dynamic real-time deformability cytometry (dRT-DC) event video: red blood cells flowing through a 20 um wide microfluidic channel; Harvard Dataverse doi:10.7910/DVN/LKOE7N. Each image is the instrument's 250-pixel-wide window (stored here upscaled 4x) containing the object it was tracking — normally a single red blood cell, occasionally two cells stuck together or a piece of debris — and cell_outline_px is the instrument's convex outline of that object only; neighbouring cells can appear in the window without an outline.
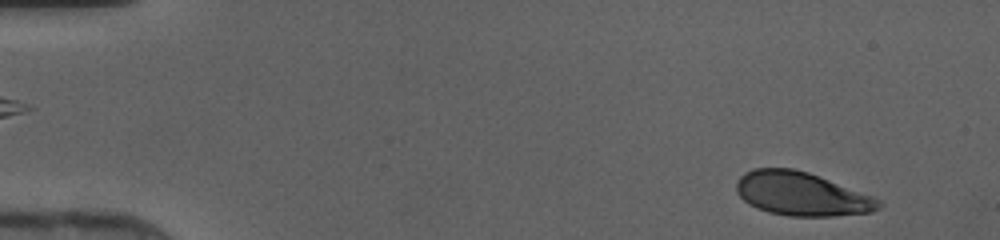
{"species": "human", "species_latin": "Homo sapiens", "temperature_condition": "cold", "stored_images_in_passage": 24, "camera_frame_rate_fps": 3000, "um_per_image_px": 0.085, "donor": {"sex": "female"}, "frame": {"image": 1, "passage_image": 1, "time_ms": 0.0, "image_size_px": [1000, 240], "cell_outline_px": [[884, 204], [880, 208], [872, 212], [836, 216], [788, 216], [768, 212], [756, 208], [748, 204], [736, 192], [736, 184], [740, 176], [744, 172], [752, 168], [792, 168], [808, 172], [872, 196], [880, 200]], "centroid_in_image_um": [68.11, 16.49], "position_along_channel_um": 16.9, "area_um2": 36.24}}
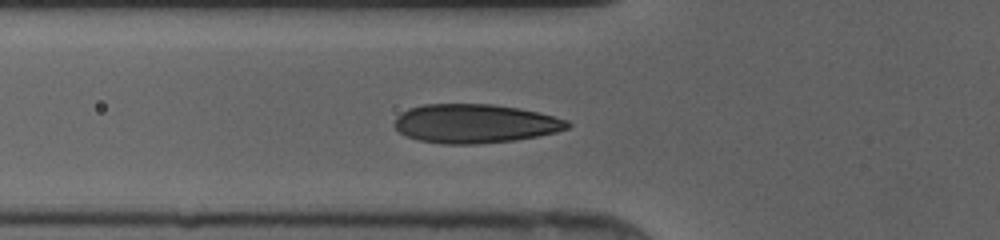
{"frame": {"image": 2, "passage_image": 14, "time_ms": 4.333, "image_size_px": [1000, 240], "cell_outline_px": [[572, 124], [568, 128], [556, 132], [536, 136], [512, 140], [476, 144], [440, 144], [416, 140], [400, 132], [392, 124], [396, 116], [400, 112], [408, 108], [424, 104], [492, 104], [516, 108], [536, 112], [568, 120]], "centroid_in_image_um": [40.31, 10.5], "position_along_channel_um": 85.5, "area_um2": 39.25}}
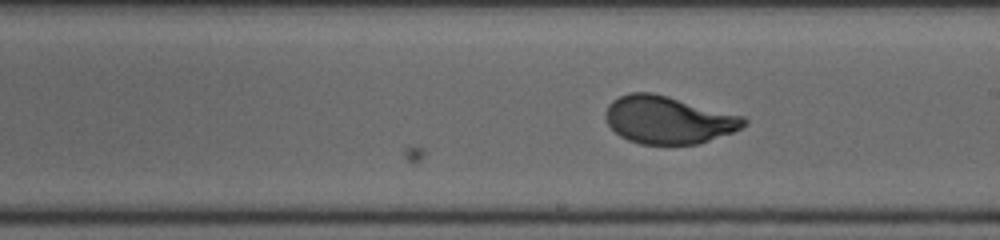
{"frame": {"image": 3, "passage_image": 24, "time_ms": 7.667, "image_size_px": [1000, 240], "cell_outline_px": [[748, 124], [732, 132], [700, 144], [640, 144], [628, 140], [620, 136], [608, 124], [604, 116], [604, 112], [608, 104], [612, 100], [628, 92], [652, 92], [668, 96], [744, 116], [748, 120]], "centroid_in_image_um": [56.79, 10.18], "position_along_channel_um": 232.2, "area_um2": 38.55}}